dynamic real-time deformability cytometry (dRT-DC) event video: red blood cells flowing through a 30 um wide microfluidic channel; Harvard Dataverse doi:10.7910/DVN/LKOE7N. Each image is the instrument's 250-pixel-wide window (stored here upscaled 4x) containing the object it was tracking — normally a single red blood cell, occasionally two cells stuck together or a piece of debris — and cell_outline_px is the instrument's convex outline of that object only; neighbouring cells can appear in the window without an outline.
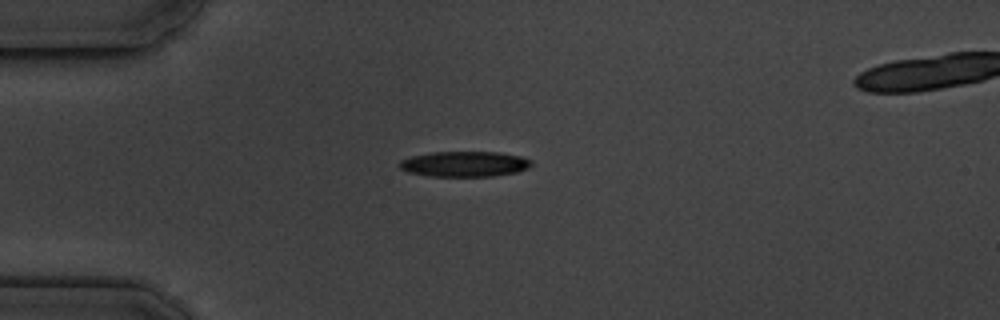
{"species": "common noctule bat (a hibernating species)", "species_latin": "Nyctalus noctula", "temperature_condition": "cold", "stored_images_in_passage": 4, "camera_frame_rate_fps": 3000, "um_per_image_px": 0.085, "animal": {"sex": "male", "body_mass_g": 19.5, "forearm_length_mm": 54.6}, "frame": {"image": 1, "passage_image": 3, "time_ms": 3.0, "image_size_px": [1000, 320], "cell_outline_px": [[532, 164], [528, 168], [516, 172], [492, 176], [428, 176], [408, 172], [400, 168], [400, 160], [412, 156], [432, 152], [500, 152], [520, 156], [532, 160]], "centroid_in_image_um": [39.5, 13.94], "position_along_channel_um": 45.5, "area_um2": 19.48}}